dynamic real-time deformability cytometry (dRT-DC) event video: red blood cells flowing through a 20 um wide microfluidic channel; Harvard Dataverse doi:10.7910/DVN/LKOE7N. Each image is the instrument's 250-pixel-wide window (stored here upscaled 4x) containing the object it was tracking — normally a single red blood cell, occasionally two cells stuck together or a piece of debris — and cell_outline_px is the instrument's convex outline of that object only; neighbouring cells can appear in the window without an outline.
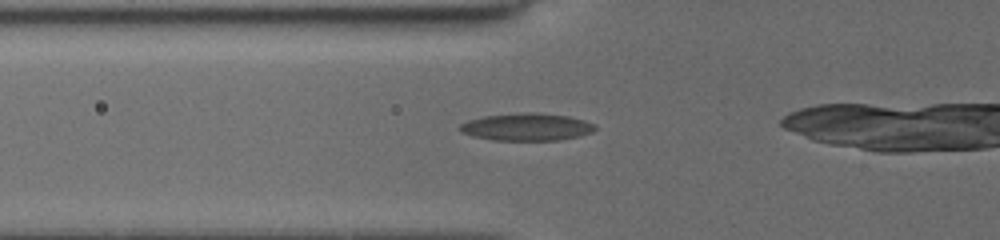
{"species": "common noctule bat (a hibernating species)", "species_latin": "Nyctalus noctula", "temperature_condition": "cold", "stored_images_in_passage": 17, "camera_frame_rate_fps": 3000, "um_per_image_px": 0.085, "animal": {"sex": "female", "body_mass_g": 19.5, "forearm_length_mm": 54.1}, "frame": {"image": 1, "passage_image": 3, "time_ms": 1.0, "image_size_px": [1000, 240], "cell_outline_px": [[596, 128], [592, 132], [580, 136], [560, 140], [492, 140], [472, 136], [460, 132], [460, 124], [468, 120], [484, 116], [524, 112], [532, 112], [568, 116], [584, 120], [596, 124]], "centroid_in_image_um": [44.77, 10.79], "position_along_channel_um": 81.0, "area_um2": 21.68}}
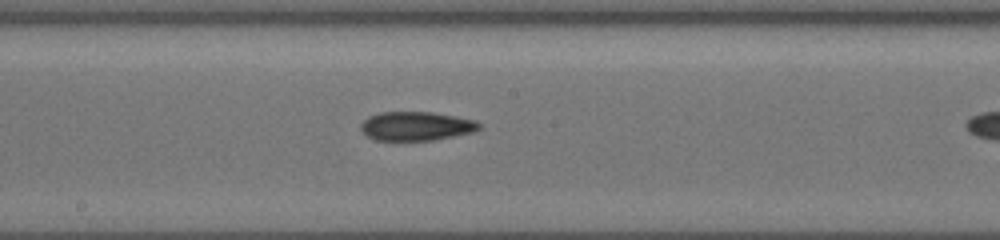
{"frame": {"image": 2, "passage_image": 11, "time_ms": 4.333, "image_size_px": [1000, 240], "cell_outline_px": [[480, 128], [472, 132], [432, 140], [376, 140], [368, 136], [360, 128], [360, 124], [368, 116], [380, 112], [432, 112], [456, 116], [476, 120], [480, 124]], "centroid_in_image_um": [35.36, 10.71], "position_along_channel_um": 212.8, "area_um2": 19.83}}
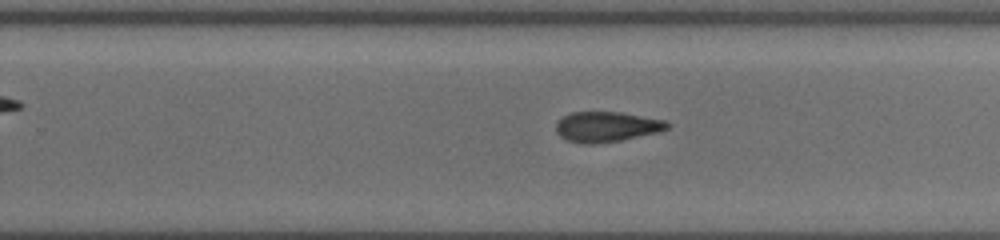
{"frame": {"image": 3, "passage_image": 15, "time_ms": 6.0, "image_size_px": [1000, 240], "cell_outline_px": [[672, 124], [668, 128], [660, 132], [620, 140], [596, 144], [584, 144], [568, 140], [560, 136], [556, 132], [556, 124], [564, 116], [572, 112], [620, 112], [664, 120]], "centroid_in_image_um": [51.58, 10.78], "position_along_channel_um": 278.2, "area_um2": 19.54}}